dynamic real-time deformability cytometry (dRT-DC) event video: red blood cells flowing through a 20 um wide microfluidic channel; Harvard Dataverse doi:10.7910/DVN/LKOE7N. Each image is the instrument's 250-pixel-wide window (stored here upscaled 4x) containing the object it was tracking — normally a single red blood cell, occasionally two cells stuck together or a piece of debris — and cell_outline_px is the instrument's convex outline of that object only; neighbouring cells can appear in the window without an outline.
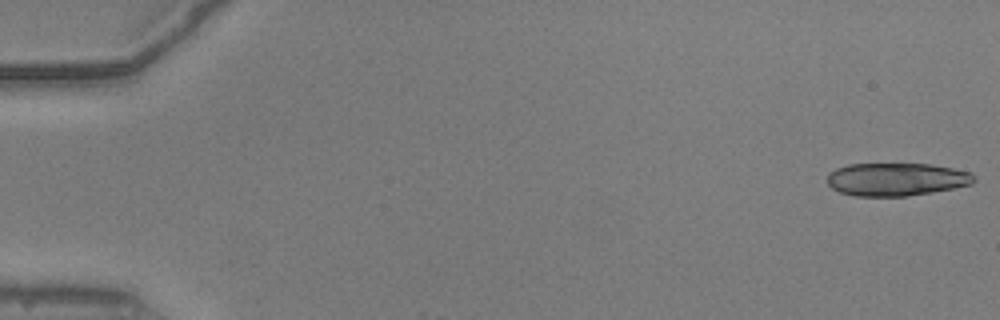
{"species": "common noctule bat (a hibernating species)", "species_latin": "Nyctalus noctula", "temperature_condition": "warm", "stored_images_in_passage": 4, "camera_frame_rate_fps": 3000, "um_per_image_px": 0.085, "animal": {"sex": "male", "body_mass_g": 20.5, "forearm_length_mm": 52.5}, "frame": {"image": 1, "passage_image": 1, "time_ms": 0.0, "image_size_px": [1000, 320], "cell_outline_px": [[976, 180], [972, 184], [932, 192], [908, 196], [856, 196], [840, 192], [832, 188], [828, 184], [828, 172], [836, 168], [848, 164], [928, 164], [952, 168], [972, 172], [976, 176]], "centroid_in_image_um": [76.2, 15.24], "position_along_channel_um": 8.8, "area_um2": 28.26}}